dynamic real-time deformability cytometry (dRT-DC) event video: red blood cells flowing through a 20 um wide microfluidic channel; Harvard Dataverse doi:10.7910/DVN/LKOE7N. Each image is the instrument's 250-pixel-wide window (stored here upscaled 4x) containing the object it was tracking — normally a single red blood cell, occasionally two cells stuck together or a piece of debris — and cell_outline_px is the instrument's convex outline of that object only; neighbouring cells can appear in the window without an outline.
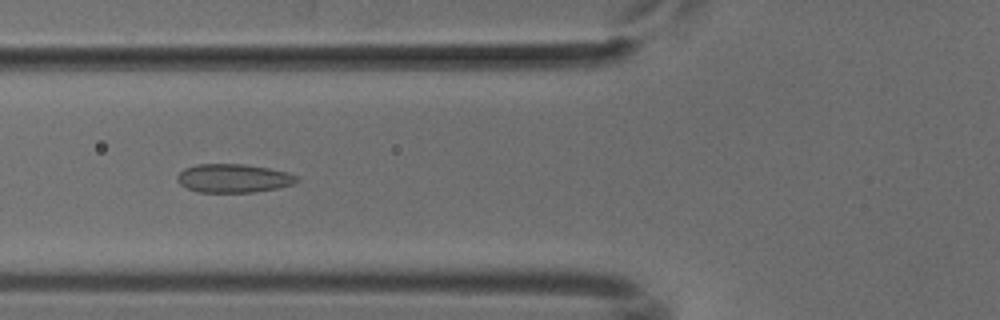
{"species": "common noctule bat (a hibernating species)", "species_latin": "Nyctalus noctula", "temperature_condition": "cold", "stored_images_in_passage": 36, "camera_frame_rate_fps": 3000, "um_per_image_px": 0.085, "animal": {"sex": "male", "body_mass_g": 18.8}, "frame": {"image": 1, "passage_image": 4, "time_ms": 1.0, "image_size_px": [1000, 320], "cell_outline_px": [[300, 180], [292, 184], [276, 188], [252, 192], [196, 192], [180, 184], [176, 180], [176, 176], [184, 168], [196, 164], [244, 164], [268, 168], [288, 172], [300, 176]], "centroid_in_image_um": [19.84, 15.14], "position_along_channel_um": 106.0, "area_um2": 20.0}}
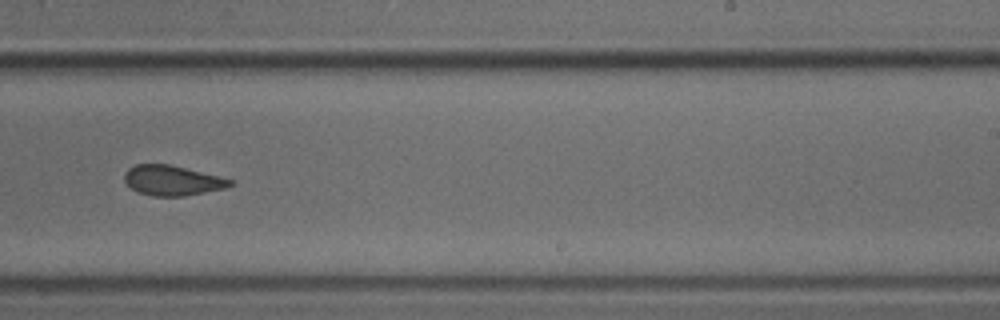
{"frame": {"image": 2, "passage_image": 17, "time_ms": 5.333, "image_size_px": [1000, 320], "cell_outline_px": [[236, 184], [224, 188], [184, 196], [152, 196], [136, 192], [124, 180], [124, 172], [128, 168], [136, 164], [168, 164], [236, 180]], "centroid_in_image_um": [14.65, 15.34], "position_along_channel_um": 274.3, "area_um2": 18.55}}
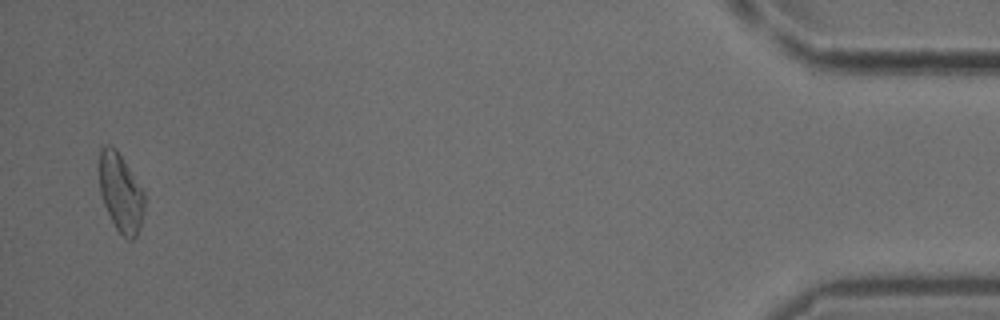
{"frame": {"image": 3, "passage_image": 35, "time_ms": 11.333, "image_size_px": [1000, 320], "cell_outline_px": [[144, 212], [140, 228], [136, 236], [132, 240], [128, 240], [116, 228], [104, 204], [100, 192], [100, 148], [104, 144], [112, 144], [116, 148], [144, 192]], "centroid_in_image_um": [10.27, 16.36], "position_along_channel_um": 424.9, "area_um2": 20.46}}